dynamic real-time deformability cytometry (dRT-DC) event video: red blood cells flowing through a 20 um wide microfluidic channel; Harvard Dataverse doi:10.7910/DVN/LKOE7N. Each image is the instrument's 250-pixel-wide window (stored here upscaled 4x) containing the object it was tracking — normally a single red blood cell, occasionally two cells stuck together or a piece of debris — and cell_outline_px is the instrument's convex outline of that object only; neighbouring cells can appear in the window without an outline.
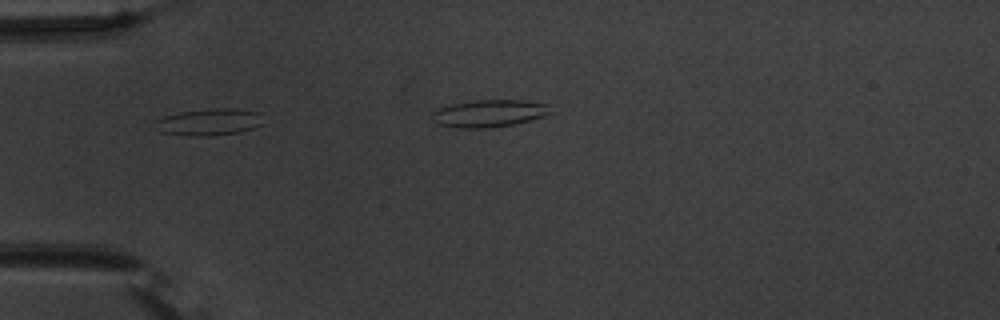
{"species": "common noctule bat (a hibernating species)", "species_latin": "Nyctalus noctula", "temperature_condition": "warm", "stored_images_in_passage": 14, "camera_frame_rate_fps": 3000, "um_per_image_px": 0.085, "animal": {"sex": "male", "body_mass_g": 20.1, "forearm_length_mm": 53.5}, "frame": {"image": 1, "passage_image": 8, "time_ms": 2.333, "image_size_px": [1000, 320], "cell_outline_px": [[260, 124], [252, 128], [240, 132], [212, 136], [188, 136], [160, 132], [156, 120], [164, 116], [180, 112], [212, 108], [236, 108], [260, 112]], "centroid_in_image_um": [17.78, 10.37], "position_along_channel_um": 67.2, "area_um2": 16.76}}